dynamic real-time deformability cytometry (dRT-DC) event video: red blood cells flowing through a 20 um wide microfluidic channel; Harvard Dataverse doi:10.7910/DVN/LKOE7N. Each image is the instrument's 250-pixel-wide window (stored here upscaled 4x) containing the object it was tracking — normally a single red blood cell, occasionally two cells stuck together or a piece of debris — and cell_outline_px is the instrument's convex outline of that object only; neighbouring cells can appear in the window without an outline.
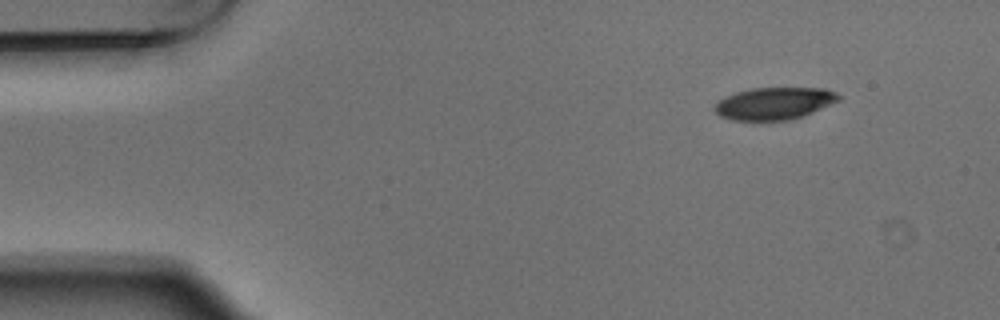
{"species": "Egyptian fruit bat (a non-hibernating species)", "species_latin": "Rousettus aegyptiacus", "temperature_condition": "warm", "stored_images_in_passage": 6, "camera_frame_rate_fps": 3000, "um_per_image_px": 0.085, "animal": {"sex": "male"}, "frame": {"image": 1, "passage_image": 1, "time_ms": 0.0, "image_size_px": [1000, 320], "cell_outline_px": [[840, 100], [812, 112], [788, 120], [732, 120], [720, 116], [716, 112], [716, 104], [724, 96], [736, 92], [752, 88], [824, 88], [836, 92], [840, 96]], "centroid_in_image_um": [65.81, 8.78], "position_along_channel_um": 19.2, "area_um2": 23.0}}
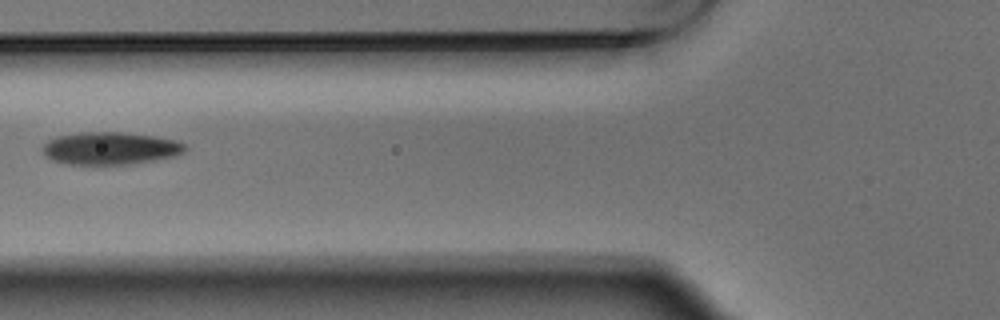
{"frame": {"image": 2, "passage_image": 5, "time_ms": 1.333, "image_size_px": [1000, 320], "cell_outline_px": [[188, 148], [184, 152], [176, 156], [156, 160], [128, 164], [68, 164], [52, 160], [44, 156], [40, 148], [48, 140], [56, 136], [80, 132], [120, 132], [152, 136], [176, 140], [184, 144]], "centroid_in_image_um": [9.34, 12.61], "position_along_channel_um": 116.5, "area_um2": 27.17}}
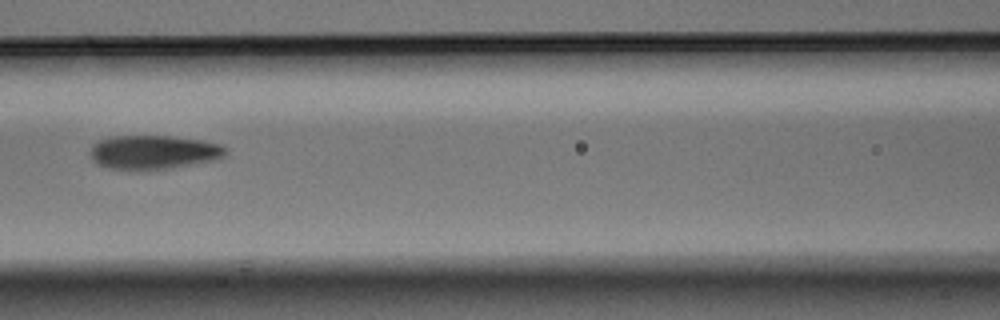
{"frame": {"image": 3, "passage_image": 6, "time_ms": 1.667, "image_size_px": [1000, 320], "cell_outline_px": [[228, 152], [224, 156], [212, 160], [192, 164], [168, 168], [140, 172], [132, 172], [108, 168], [96, 164], [92, 160], [92, 144], [100, 140], [112, 136], [172, 136], [200, 140], [220, 144], [228, 148]], "centroid_in_image_um": [13.02, 12.96], "position_along_channel_um": 153.6, "area_um2": 27.22}}